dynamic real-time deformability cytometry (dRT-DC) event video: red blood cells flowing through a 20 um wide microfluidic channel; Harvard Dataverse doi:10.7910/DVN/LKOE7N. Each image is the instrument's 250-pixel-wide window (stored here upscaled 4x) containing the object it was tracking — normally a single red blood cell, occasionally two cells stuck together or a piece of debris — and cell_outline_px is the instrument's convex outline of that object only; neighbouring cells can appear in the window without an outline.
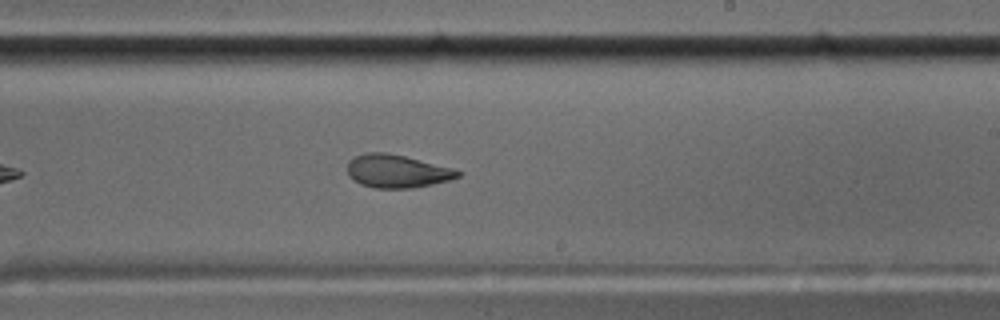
{"species": "common noctule bat (a hibernating species)", "species_latin": "Nyctalus noctula", "temperature_condition": "cold", "stored_images_in_passage": 39, "camera_frame_rate_fps": 3000, "um_per_image_px": 0.085, "animal": {"sex": "male", "body_mass_g": 17.5, "forearm_length_mm": 52.3}, "frame": {"image": 1, "passage_image": 17, "time_ms": 5.333, "image_size_px": [1000, 320], "cell_outline_px": [[464, 172], [460, 176], [448, 180], [432, 184], [412, 188], [372, 188], [360, 184], [348, 176], [348, 160], [356, 156], [368, 152], [384, 152], [404, 156], [452, 168]], "centroid_in_image_um": [33.73, 14.56], "position_along_channel_um": 255.3, "area_um2": 21.21}, "authors_computed_cell_mechanics": {"area_um2": 22.5998, "velocity_mm_per_s": 3.5937, "shape_relaxation_time_tau1_ms": null, "shape_relaxation_time_tau2_ms": 1.8365, "deformation_change_tau1": null, "deformation_change_tau2": 0.0822}}